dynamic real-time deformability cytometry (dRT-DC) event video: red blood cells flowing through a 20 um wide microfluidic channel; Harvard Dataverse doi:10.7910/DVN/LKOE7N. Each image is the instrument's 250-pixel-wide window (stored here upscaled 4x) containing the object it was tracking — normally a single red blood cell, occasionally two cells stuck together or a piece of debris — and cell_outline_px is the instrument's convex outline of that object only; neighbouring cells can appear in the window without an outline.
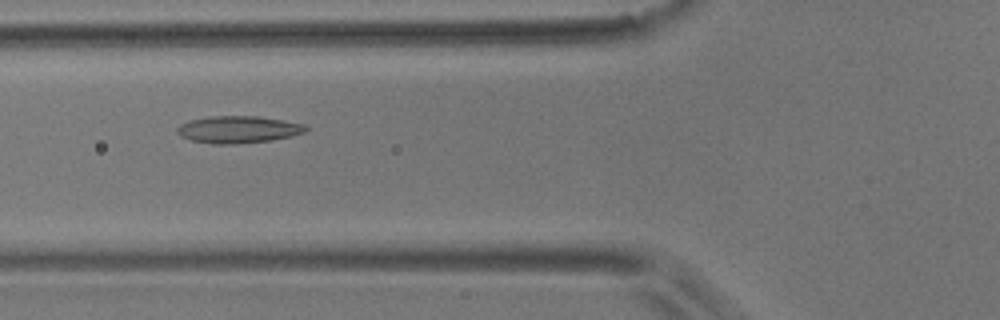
{"species": "common noctule bat (a hibernating species)", "species_latin": "Nyctalus noctula", "temperature_condition": "room temperature", "stored_images_in_passage": 3, "camera_frame_rate_fps": 3000, "um_per_image_px": 0.085, "animal": {"sex": "male", "body_mass_g": 17.9}, "frame": {"image": 1, "passage_image": 2, "time_ms": 1.333, "image_size_px": [1000, 320], "cell_outline_px": [[308, 132], [292, 136], [272, 140], [236, 144], [212, 144], [192, 140], [180, 136], [176, 132], [176, 128], [180, 124], [188, 120], [212, 116], [256, 116], [284, 120], [304, 124], [308, 128]], "centroid_in_image_um": [20.26, 11.01], "position_along_channel_um": 105.5, "area_um2": 20.52}}
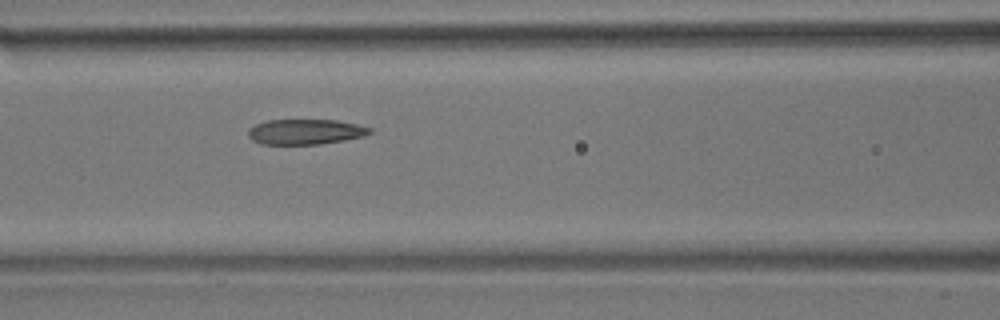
{"frame": {"image": 2, "passage_image": 3, "time_ms": 2.333, "image_size_px": [1000, 320], "cell_outline_px": [[372, 132], [364, 136], [344, 140], [320, 144], [260, 144], [252, 140], [248, 136], [248, 128], [256, 124], [268, 120], [336, 120], [356, 124], [372, 128]], "centroid_in_image_um": [25.94, 11.2], "position_along_channel_um": 140.7, "area_um2": 17.92}}